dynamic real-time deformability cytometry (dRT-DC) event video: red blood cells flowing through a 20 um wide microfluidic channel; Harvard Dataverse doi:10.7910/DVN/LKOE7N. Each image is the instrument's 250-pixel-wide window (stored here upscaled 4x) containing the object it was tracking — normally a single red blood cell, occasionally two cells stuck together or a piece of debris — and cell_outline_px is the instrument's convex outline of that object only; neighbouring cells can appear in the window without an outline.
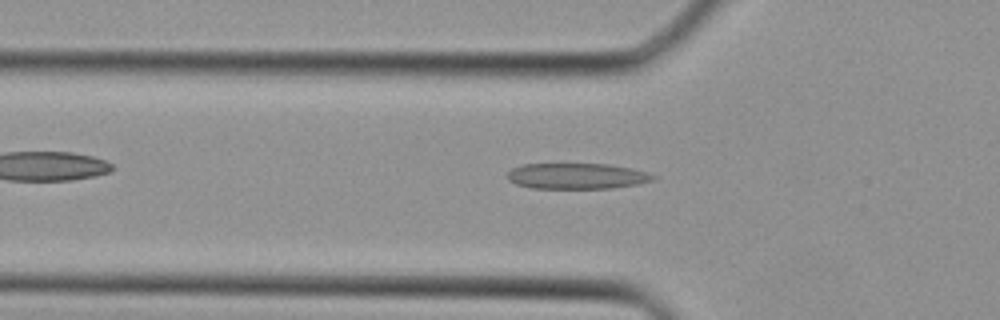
{"species": "Egyptian fruit bat (a non-hibernating species)", "species_latin": "Rousettus aegyptiacus", "temperature_condition": "cold", "stored_images_in_passage": 32, "camera_frame_rate_fps": 3000, "um_per_image_px": 0.085, "animal": {"sex": "female"}, "frame": {"image": 1, "passage_image": 6, "time_ms": 1.667, "image_size_px": [1000, 320], "cell_outline_px": [[656, 180], [636, 184], [612, 188], [532, 188], [516, 184], [508, 180], [508, 172], [512, 168], [524, 164], [608, 164], [632, 168], [648, 172], [656, 176]], "centroid_in_image_um": [49.06, 14.96], "position_along_channel_um": 76.7, "area_um2": 21.91}}
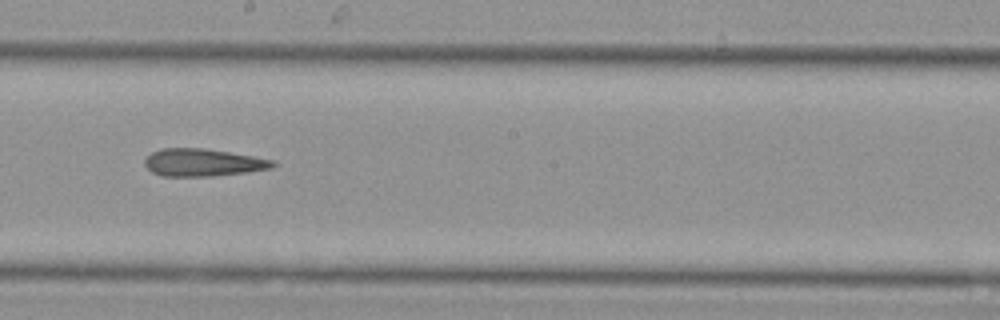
{"frame": {"image": 2, "passage_image": 15, "time_ms": 4.667, "image_size_px": [1000, 320], "cell_outline_px": [[276, 164], [272, 168], [244, 172], [212, 176], [160, 176], [152, 172], [144, 164], [144, 160], [152, 152], [160, 148], [204, 148], [252, 156], [272, 160]], "centroid_in_image_um": [17.19, 13.81], "position_along_channel_um": 231.0, "area_um2": 20.35}}
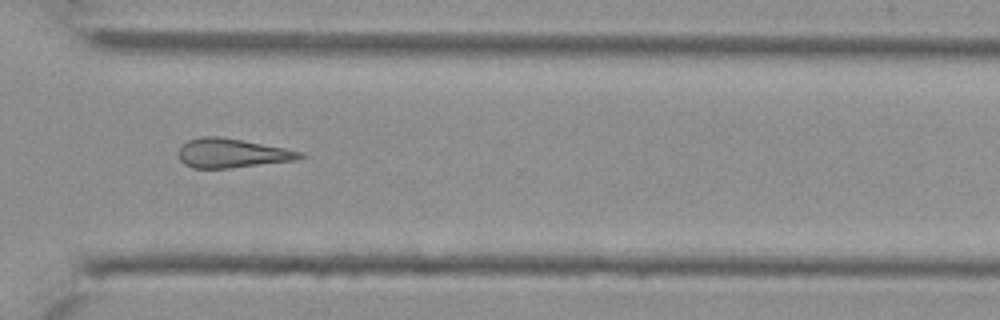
{"frame": {"image": 3, "passage_image": 22, "time_ms": 7.0, "image_size_px": [1000, 320], "cell_outline_px": [[304, 156], [296, 160], [228, 168], [192, 168], [184, 164], [180, 160], [176, 152], [188, 140], [200, 136], [220, 136], [244, 140], [284, 148], [300, 152]], "centroid_in_image_um": [19.65, 13.01], "position_along_channel_um": 351.0, "area_um2": 20.58}}